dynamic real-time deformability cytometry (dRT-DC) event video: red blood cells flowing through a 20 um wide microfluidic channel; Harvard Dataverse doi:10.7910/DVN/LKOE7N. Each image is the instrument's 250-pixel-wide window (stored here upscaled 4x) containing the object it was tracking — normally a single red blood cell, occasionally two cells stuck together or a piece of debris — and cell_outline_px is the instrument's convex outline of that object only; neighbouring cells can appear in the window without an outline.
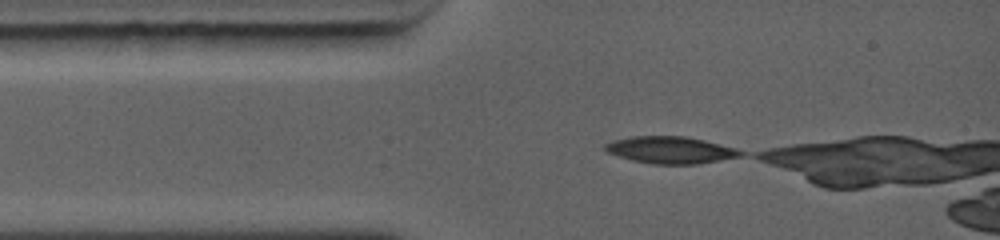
{"species": "common noctule bat (a hibernating species)", "species_latin": "Nyctalus noctula", "temperature_condition": "warm", "stored_images_in_passage": 19, "camera_frame_rate_fps": 5000, "um_per_image_px": 0.085, "animal": {"sex": "female", "body_mass_g": 19.0, "forearm_length_mm": 56.7}, "frame": {"image": 1, "passage_image": 1, "time_ms": 0.0, "image_size_px": [1000, 240], "cell_outline_px": [[740, 152], [732, 156], [712, 160], [680, 164], [672, 164], [640, 160], [612, 152], [608, 148], [608, 144], [624, 140], [644, 136], [676, 136], [700, 140], [728, 148]], "centroid_in_image_um": [56.97, 12.73], "position_along_channel_um": 28.0, "area_um2": 18.15}}
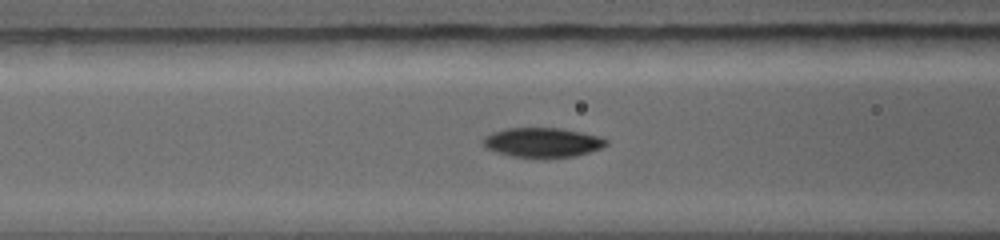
{"frame": {"image": 2, "passage_image": 7, "time_ms": 2.4, "image_size_px": [1000, 240], "cell_outline_px": [[600, 144], [592, 148], [580, 152], [564, 156], [524, 156], [496, 148], [488, 144], [488, 140], [492, 136], [500, 132], [516, 128], [552, 128], [572, 132], [588, 136], [600, 140]], "centroid_in_image_um": [46.08, 12.07], "position_along_channel_um": 120.5, "area_um2": 17.22}}
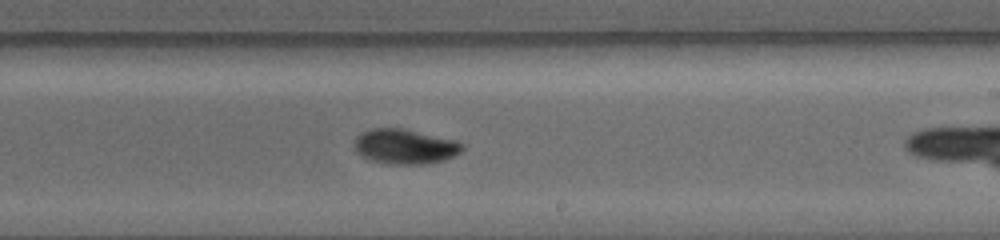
{"frame": {"image": 3, "passage_image": 18, "time_ms": 5.4, "image_size_px": [1000, 240], "cell_outline_px": [[460, 148], [456, 152], [440, 160], [420, 164], [396, 164], [380, 160], [364, 152], [360, 148], [360, 136], [364, 132], [372, 128], [404, 128], [456, 144]], "centroid_in_image_um": [34.41, 12.43], "position_along_channel_um": 254.6, "area_um2": 19.02}}